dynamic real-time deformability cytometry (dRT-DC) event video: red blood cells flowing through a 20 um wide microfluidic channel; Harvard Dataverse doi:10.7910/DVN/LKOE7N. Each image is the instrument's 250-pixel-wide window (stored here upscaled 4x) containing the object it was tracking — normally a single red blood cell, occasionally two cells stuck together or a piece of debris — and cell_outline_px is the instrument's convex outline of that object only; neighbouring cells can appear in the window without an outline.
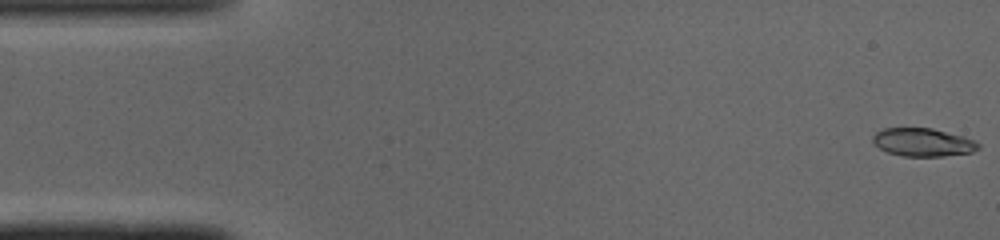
{"species": "common noctule bat (a hibernating species)", "species_latin": "Nyctalus noctula", "temperature_condition": "cold", "stored_images_in_passage": 15, "camera_frame_rate_fps": 3000, "um_per_image_px": 0.085, "animal": {"sex": "male", "body_mass_g": 19.0, "forearm_length_mm": 50.8}, "frame": {"image": 1, "passage_image": 1, "time_ms": 0.0, "image_size_px": [1000, 240], "cell_outline_px": [[980, 148], [972, 152], [944, 156], [904, 156], [888, 152], [880, 148], [872, 140], [872, 136], [876, 132], [884, 128], [932, 128], [964, 136], [980, 144]], "centroid_in_image_um": [78.46, 12.09], "position_along_channel_um": 6.5, "area_um2": 17.22}}
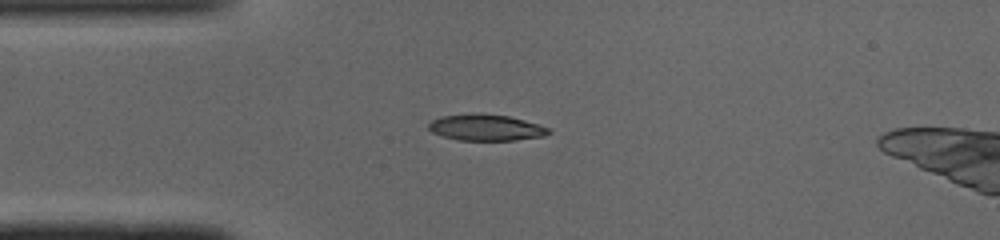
{"frame": {"image": 2, "passage_image": 12, "time_ms": 3.667, "image_size_px": [1000, 240], "cell_outline_px": [[552, 132], [544, 136], [516, 140], [460, 140], [444, 136], [432, 132], [428, 128], [428, 124], [432, 120], [440, 116], [476, 112], [508, 116], [524, 120], [548, 128]], "centroid_in_image_um": [41.28, 10.83], "position_along_channel_um": 43.7, "area_um2": 18.38}}